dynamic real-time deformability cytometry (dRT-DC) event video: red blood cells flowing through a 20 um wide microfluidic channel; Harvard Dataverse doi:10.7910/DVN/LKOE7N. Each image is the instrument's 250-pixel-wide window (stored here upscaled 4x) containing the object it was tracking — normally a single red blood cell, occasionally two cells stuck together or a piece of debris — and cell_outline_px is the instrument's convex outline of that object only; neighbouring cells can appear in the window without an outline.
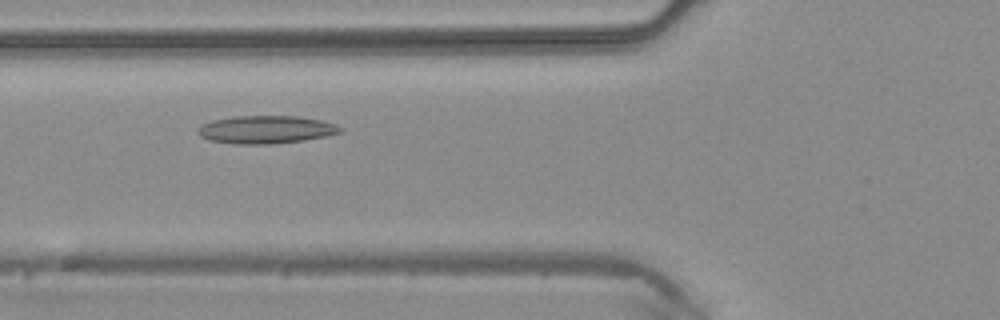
{"species": "common noctule bat (a hibernating species)", "species_latin": "Nyctalus noctula", "temperature_condition": "warm", "stored_images_in_passage": 3, "camera_frame_rate_fps": 3000, "um_per_image_px": 0.085, "animal": {"sex": "male", "body_mass_g": 20.4}, "frame": {"image": 1, "passage_image": 2, "time_ms": 0.333, "image_size_px": [1000, 320], "cell_outline_px": [[344, 128], [340, 132], [324, 136], [304, 140], [272, 144], [236, 144], [208, 140], [200, 136], [196, 132], [196, 128], [212, 120], [236, 116], [296, 116], [320, 120], [336, 124]], "centroid_in_image_um": [22.57, 11.02], "position_along_channel_um": 103.2, "area_um2": 23.12}}
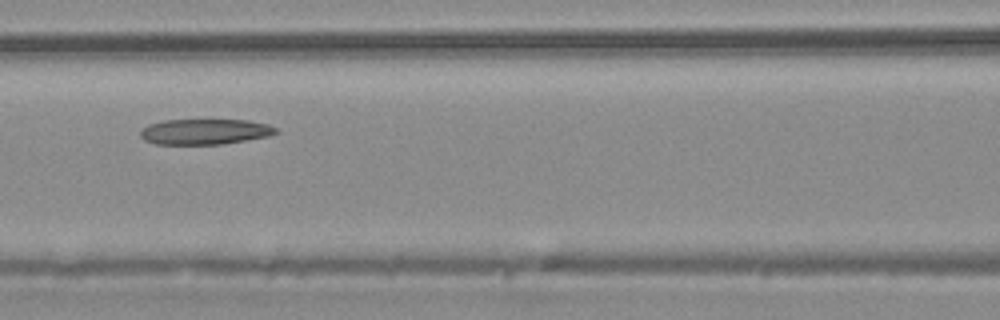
{"frame": {"image": 2, "passage_image": 3, "time_ms": 0.667, "image_size_px": [1000, 320], "cell_outline_px": [[280, 132], [268, 136], [220, 144], [156, 144], [144, 140], [140, 136], [140, 132], [148, 124], [164, 120], [248, 120], [268, 124], [276, 128]], "centroid_in_image_um": [17.41, 11.19], "position_along_channel_um": 149.2, "area_um2": 20.06}}